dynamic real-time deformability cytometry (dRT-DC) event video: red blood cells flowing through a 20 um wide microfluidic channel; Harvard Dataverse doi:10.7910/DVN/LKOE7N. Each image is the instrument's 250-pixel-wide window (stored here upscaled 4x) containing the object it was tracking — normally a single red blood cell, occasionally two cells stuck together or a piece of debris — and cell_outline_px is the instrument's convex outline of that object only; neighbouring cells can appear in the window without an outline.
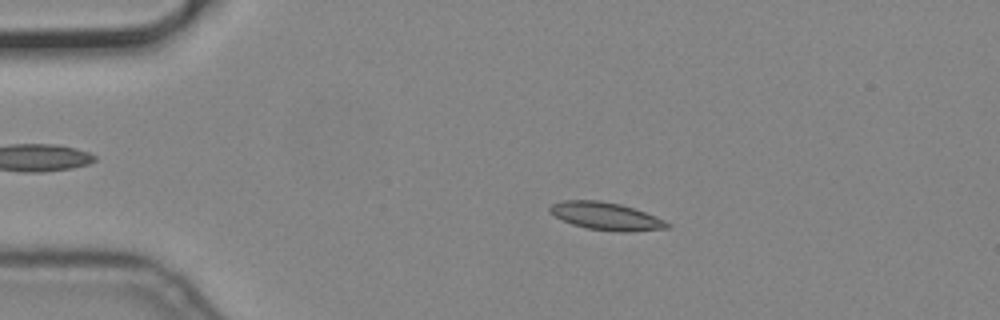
{"species": "common noctule bat (a hibernating species)", "species_latin": "Nyctalus noctula", "temperature_condition": "cold", "stored_images_in_passage": 56, "camera_frame_rate_fps": 3000, "um_per_image_px": 0.085, "animal": {"sex": "male", "body_mass_g": 19.2, "forearm_length_mm": 51.8}, "frame": {"image": 1, "passage_image": 11, "time_ms": 3.333, "image_size_px": [1000, 320], "cell_outline_px": [[672, 224], [668, 228], [624, 232], [620, 232], [588, 228], [572, 224], [548, 212], [548, 208], [552, 204], [564, 200], [600, 200], [620, 204], [656, 216]], "centroid_in_image_um": [51.51, 18.37], "position_along_channel_um": 33.5, "area_um2": 18.73}}
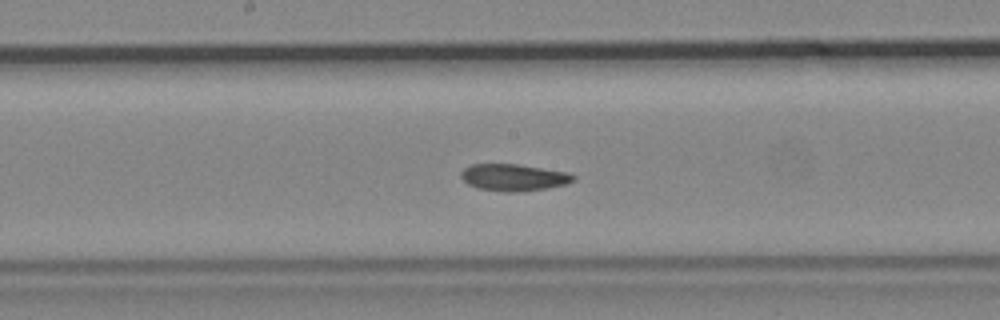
{"frame": {"image": 2, "passage_image": 29, "time_ms": 9.333, "image_size_px": [1000, 320], "cell_outline_px": [[576, 180], [568, 184], [548, 188], [516, 192], [504, 192], [476, 188], [468, 184], [460, 176], [460, 172], [464, 168], [472, 164], [516, 164], [568, 172], [576, 176]], "centroid_in_image_um": [43.68, 15.09], "position_along_channel_um": 204.5, "area_um2": 17.74}}
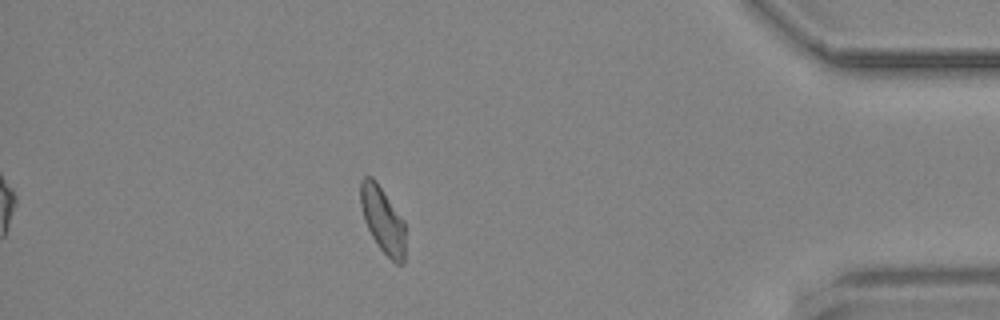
{"frame": {"image": 3, "passage_image": 49, "time_ms": 16.0, "image_size_px": [1000, 320], "cell_outline_px": [[404, 264], [396, 264], [380, 248], [372, 236], [364, 220], [360, 204], [360, 180], [364, 176], [372, 176], [376, 180], [404, 220]], "centroid_in_image_um": [32.51, 18.65], "position_along_channel_um": 402.7, "area_um2": 17.22}}